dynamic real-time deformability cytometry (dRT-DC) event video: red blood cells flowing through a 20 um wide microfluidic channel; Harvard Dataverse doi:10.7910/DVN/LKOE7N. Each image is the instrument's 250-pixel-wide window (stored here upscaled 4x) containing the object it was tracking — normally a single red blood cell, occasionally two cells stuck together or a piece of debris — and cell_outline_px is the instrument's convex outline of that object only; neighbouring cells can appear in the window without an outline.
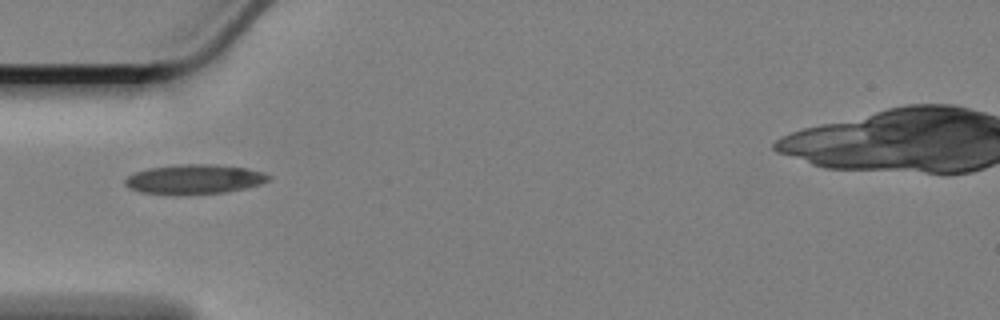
{"species": "Egyptian fruit bat (a non-hibernating species)", "species_latin": "Rousettus aegyptiacus", "temperature_condition": "cold", "stored_images_in_passage": 42, "camera_frame_rate_fps": 3000, "um_per_image_px": 0.085, "animal": {"sex": "female"}, "frame": {"image": 1, "passage_image": 1, "time_ms": 0.0, "image_size_px": [1000, 320], "cell_outline_px": [[272, 180], [260, 184], [244, 188], [224, 192], [140, 192], [124, 184], [124, 180], [128, 176], [136, 172], [148, 168], [180, 164], [216, 164], [248, 168], [264, 172], [272, 176]], "centroid_in_image_um": [16.61, 15.18], "position_along_channel_um": 68.4, "area_um2": 23.93}}
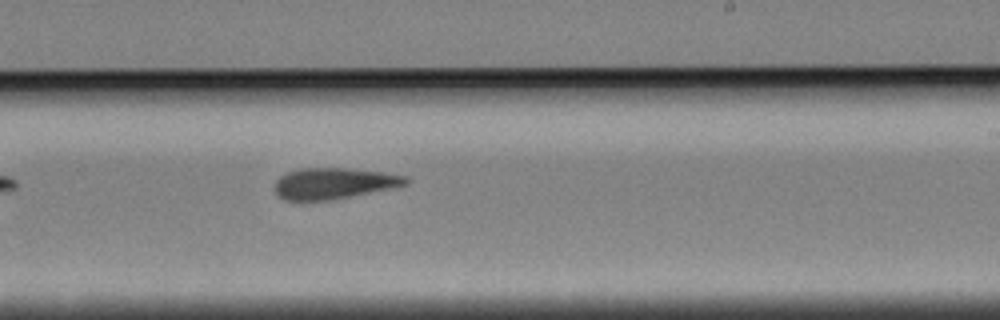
{"frame": {"image": 2, "passage_image": 18, "time_ms": 5.667, "image_size_px": [1000, 320], "cell_outline_px": [[412, 180], [408, 184], [328, 200], [284, 200], [276, 192], [276, 180], [280, 176], [288, 172], [300, 168], [348, 168], [384, 172], [408, 176]], "centroid_in_image_um": [28.4, 15.56], "position_along_channel_um": 260.6, "area_um2": 23.41}}
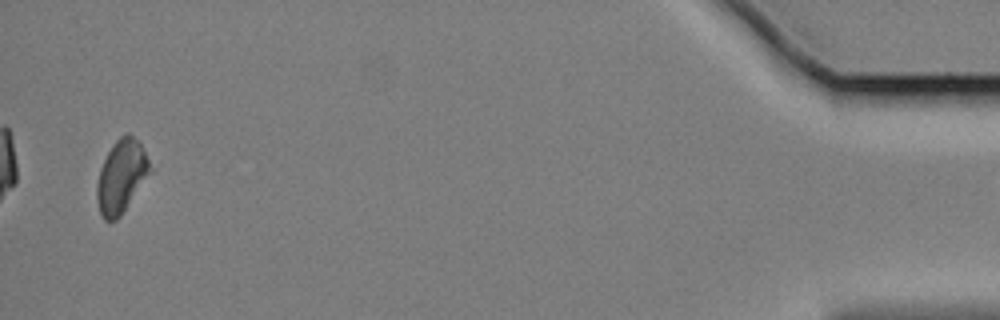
{"frame": {"image": 3, "passage_image": 40, "time_ms": 13.0, "image_size_px": [1000, 320], "cell_outline_px": [[152, 172], [120, 216], [116, 220], [104, 220], [100, 212], [96, 196], [96, 188], [100, 168], [112, 144], [120, 136], [128, 132], [140, 144], [152, 168]], "centroid_in_image_um": [10.31, 15.0], "position_along_channel_um": 424.9, "area_um2": 22.37}, "authors_computed_cell_mechanics": {"area_um2": 23.3223, "velocity_mm_per_s": 3.3793, "shape_relaxation_time_tau1_ms": null, "shape_relaxation_time_tau2_ms": 6.4972, "deformation_change_tau1": null, "deformation_change_tau2": 0.1894}}